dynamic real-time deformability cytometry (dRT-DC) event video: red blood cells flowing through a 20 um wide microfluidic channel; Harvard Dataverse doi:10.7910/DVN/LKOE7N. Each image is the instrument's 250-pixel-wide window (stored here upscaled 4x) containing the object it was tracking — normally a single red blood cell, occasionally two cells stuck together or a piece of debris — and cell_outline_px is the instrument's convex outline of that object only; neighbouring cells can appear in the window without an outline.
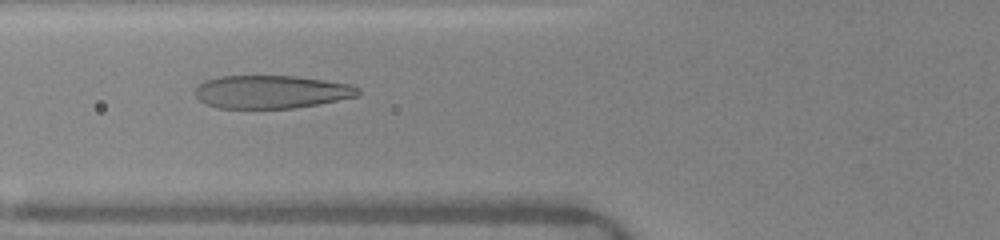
{"species": "human", "species_latin": "Homo sapiens", "temperature_condition": "warm", "stored_images_in_passage": 52, "camera_frame_rate_fps": 3000, "um_per_image_px": 0.085, "donor": {"sex": "female"}, "frame": {"image": 1, "passage_image": 11, "time_ms": 2.667, "image_size_px": [1000, 240], "cell_outline_px": [[360, 92], [356, 96], [316, 104], [292, 108], [216, 108], [204, 104], [196, 96], [196, 88], [204, 80], [220, 76], [296, 76], [324, 80], [348, 84], [360, 88]], "centroid_in_image_um": [23.01, 7.8], "position_along_channel_um": 102.8, "area_um2": 31.21}}
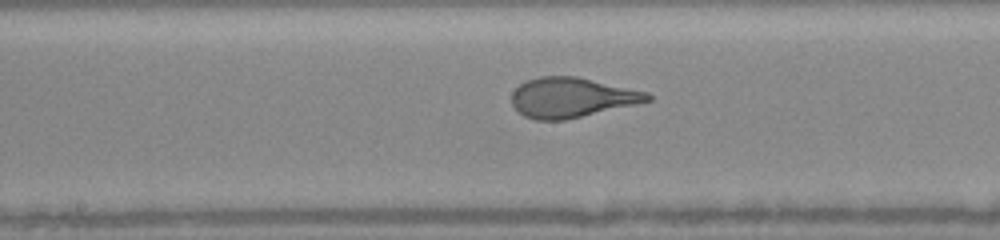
{"frame": {"image": 2, "passage_image": 21, "time_ms": 5.0, "image_size_px": [1000, 240], "cell_outline_px": [[652, 100], [636, 104], [564, 120], [536, 120], [524, 116], [512, 104], [512, 92], [524, 80], [540, 76], [576, 76], [648, 92], [652, 96]], "centroid_in_image_um": [48.58, 8.28], "position_along_channel_um": 199.6, "area_um2": 31.44}}
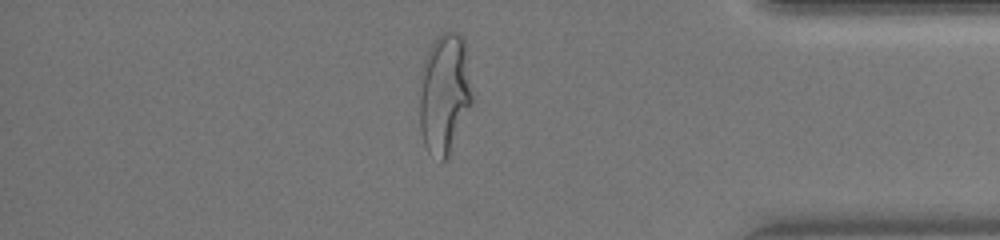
{"frame": {"image": 3, "passage_image": 42, "time_ms": 10.333, "image_size_px": [1000, 240], "cell_outline_px": [[472, 104], [448, 156], [440, 164], [428, 152], [424, 144], [420, 132], [420, 76], [424, 60], [436, 36], [444, 32], [456, 32], [464, 40], [472, 96]], "centroid_in_image_um": [37.76, 8.01], "position_along_channel_um": 397.4, "area_um2": 36.88}, "authors_computed_cell_mechanics": {"area_um2": 32.2524, "velocity_mm_per_s": 4.1268, "shape_relaxation_time_tau1_ms": 3.8673, "shape_relaxation_time_tau2_ms": null, "deformation_change_tau1": 0.2281, "deformation_change_tau2": null}}